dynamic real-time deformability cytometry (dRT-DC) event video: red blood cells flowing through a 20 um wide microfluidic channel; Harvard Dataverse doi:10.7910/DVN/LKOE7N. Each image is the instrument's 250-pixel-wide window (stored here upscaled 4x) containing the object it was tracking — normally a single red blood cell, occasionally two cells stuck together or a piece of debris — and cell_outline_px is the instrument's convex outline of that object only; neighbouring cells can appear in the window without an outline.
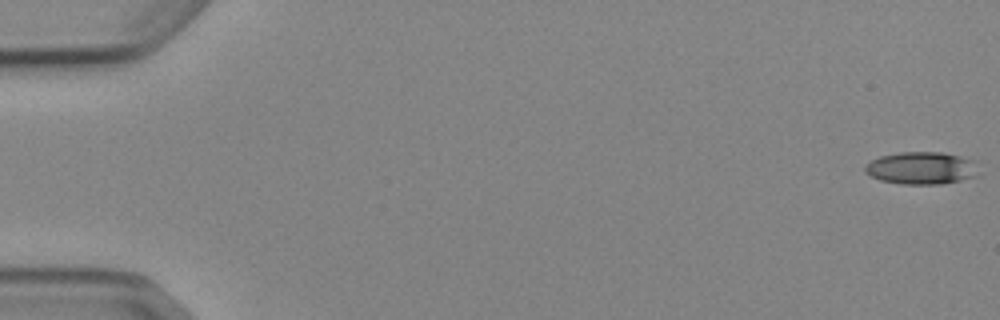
{"species": "Egyptian fruit bat (a non-hibernating species)", "species_latin": "Rousettus aegyptiacus", "temperature_condition": "cold", "stored_images_in_passage": 4, "camera_frame_rate_fps": 3000, "um_per_image_px": 0.085, "animal": {"sex": "female"}, "frame": {"image": 1, "passage_image": 1, "time_ms": 0.0, "image_size_px": [1000, 320], "cell_outline_px": [[980, 176], [944, 184], [900, 184], [880, 180], [864, 172], [864, 168], [872, 160], [880, 156], [900, 152], [940, 152], [960, 156], [976, 160]], "centroid_in_image_um": [78.39, 14.29], "position_along_channel_um": 6.6, "area_um2": 21.79}}